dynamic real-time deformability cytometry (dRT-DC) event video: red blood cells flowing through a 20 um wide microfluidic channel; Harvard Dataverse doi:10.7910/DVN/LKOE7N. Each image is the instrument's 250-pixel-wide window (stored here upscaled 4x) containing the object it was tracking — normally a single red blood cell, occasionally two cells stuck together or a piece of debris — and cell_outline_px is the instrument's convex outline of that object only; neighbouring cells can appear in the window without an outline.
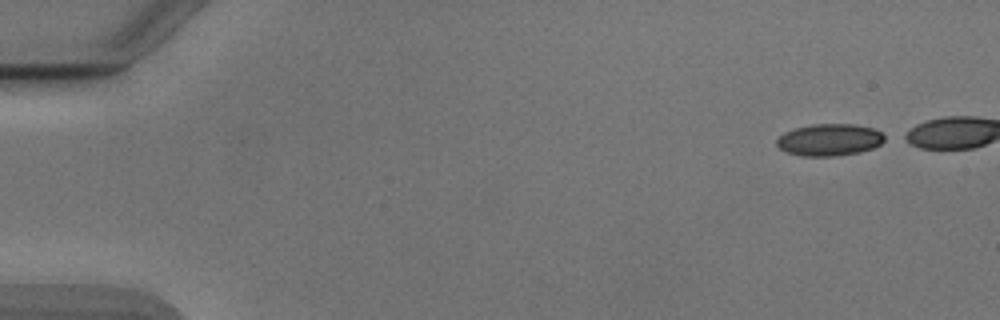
{"species": "Egyptian fruit bat (a non-hibernating species)", "species_latin": "Rousettus aegyptiacus", "temperature_condition": "cold", "stored_images_in_passage": 43, "camera_frame_rate_fps": 3000, "um_per_image_px": 0.085, "animal": {"sex": "male"}, "frame": {"image": 1, "passage_image": 1, "time_ms": 0.0, "image_size_px": [1000, 320], "cell_outline_px": [[888, 136], [880, 144], [872, 148], [860, 152], [836, 156], [800, 156], [788, 152], [780, 148], [776, 144], [776, 140], [784, 132], [796, 128], [812, 124], [852, 124], [872, 128]], "centroid_in_image_um": [70.51, 11.88], "position_along_channel_um": 14.5, "area_um2": 20.06}}
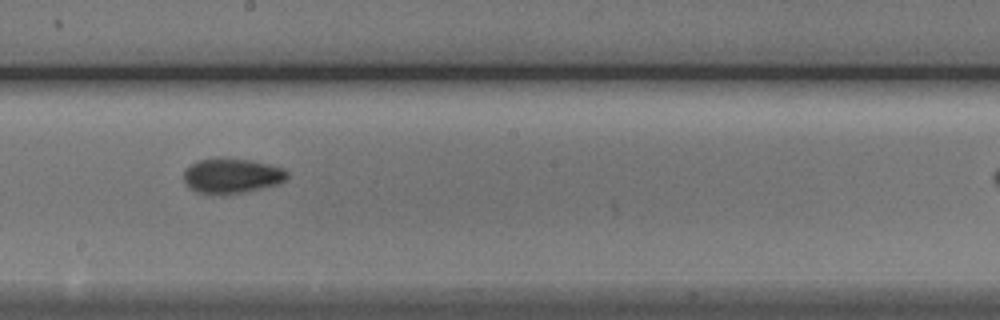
{"frame": {"image": 2, "passage_image": 27, "time_ms": 8.667, "image_size_px": [1000, 320], "cell_outline_px": [[288, 176], [284, 180], [276, 184], [244, 192], [220, 196], [208, 196], [196, 192], [188, 188], [184, 184], [184, 168], [200, 160], [252, 160], [284, 168], [288, 172]], "centroid_in_image_um": [19.65, 15.0], "position_along_channel_um": 228.6, "area_um2": 21.04}}
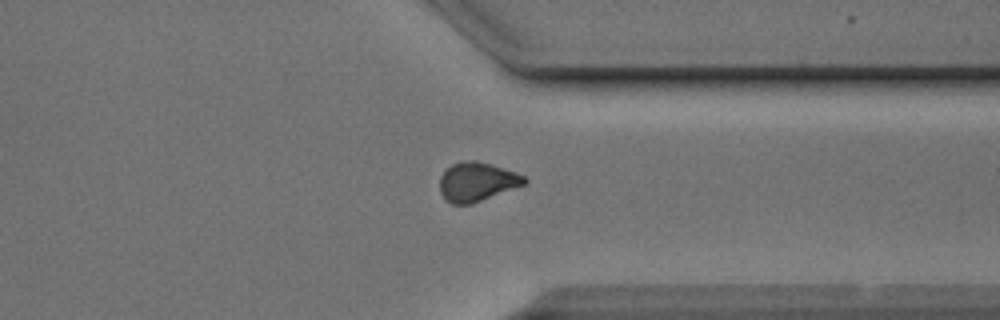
{"frame": {"image": 3, "passage_image": 38, "time_ms": 12.333, "image_size_px": [1000, 320], "cell_outline_px": [[528, 180], [524, 184], [472, 204], [452, 204], [444, 200], [440, 192], [440, 176], [444, 168], [452, 164], [468, 160], [476, 160], [516, 172], [524, 176]], "centroid_in_image_um": [40.49, 15.45], "position_along_channel_um": 370.9, "area_um2": 19.25}, "authors_computed_cell_mechanics": {"area_um2": 20.0566, "velocity_mm_per_s": 3.9017, "shape_relaxation_time_tau1_ms": null, "shape_relaxation_time_tau2_ms": 2.3361, "deformation_change_tau1": null, "deformation_change_tau2": 0.0616}}